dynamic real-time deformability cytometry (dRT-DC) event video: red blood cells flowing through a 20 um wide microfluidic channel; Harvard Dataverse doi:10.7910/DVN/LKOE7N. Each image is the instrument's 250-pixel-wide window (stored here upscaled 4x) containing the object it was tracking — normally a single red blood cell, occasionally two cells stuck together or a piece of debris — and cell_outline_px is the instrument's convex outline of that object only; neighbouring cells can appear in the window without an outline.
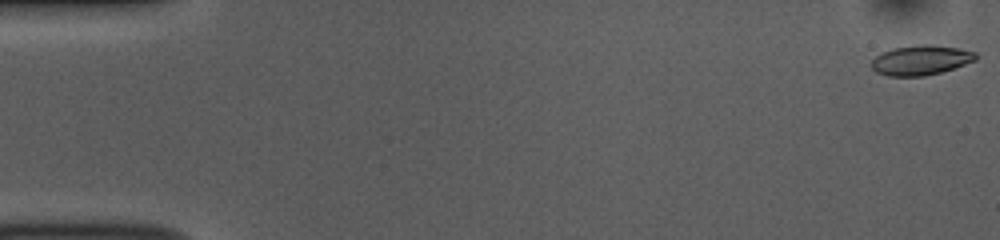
{"species": "common noctule bat (a hibernating species)", "species_latin": "Nyctalus noctula", "temperature_condition": "room temperature", "stored_images_in_passage": 53, "camera_frame_rate_fps": 3000, "um_per_image_px": 0.085, "animal": {"sex": "female", "body_mass_g": 10.0, "forearm_length_mm": 53.1}, "frame": {"image": 1, "passage_image": 1, "time_ms": 0.0, "image_size_px": [1000, 240], "cell_outline_px": [[976, 60], [940, 72], [924, 76], [888, 76], [876, 72], [872, 68], [872, 60], [876, 56], [892, 48], [920, 44], [932, 44], [956, 48], [976, 52]], "centroid_in_image_um": [78.25, 5.11], "position_along_channel_um": 6.8, "area_um2": 17.92}}
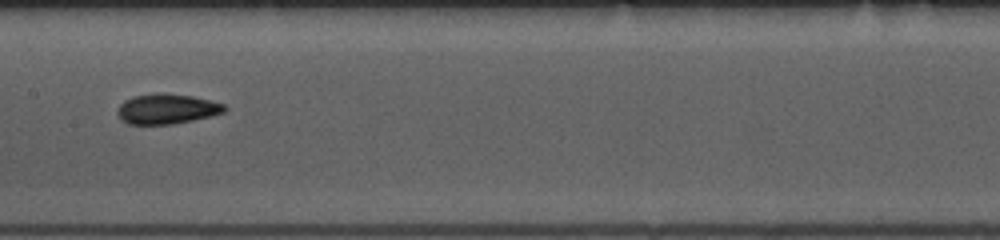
{"frame": {"image": 2, "passage_image": 27, "time_ms": 8.667, "image_size_px": [1000, 240], "cell_outline_px": [[228, 108], [224, 112], [212, 116], [172, 124], [128, 124], [120, 120], [116, 112], [120, 104], [124, 100], [132, 96], [192, 96], [224, 104]], "centroid_in_image_um": [14.17, 9.31], "position_along_channel_um": 193.2, "area_um2": 18.03}}
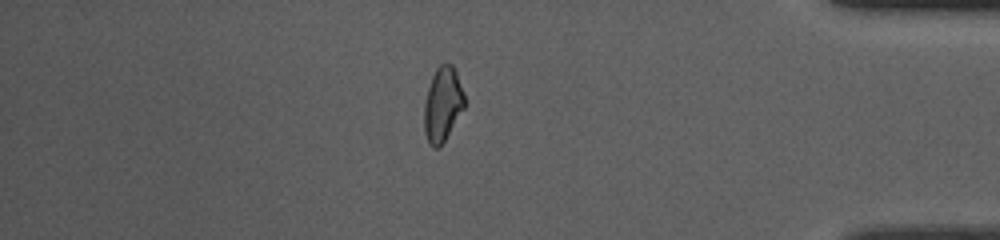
{"frame": {"image": 3, "passage_image": 46, "time_ms": 15.0, "image_size_px": [1000, 240], "cell_outline_px": [[464, 108], [440, 148], [432, 148], [428, 144], [424, 132], [424, 104], [428, 88], [432, 76], [436, 68], [440, 64], [452, 64], [456, 72], [464, 96]], "centroid_in_image_um": [37.6, 8.91], "position_along_channel_um": 397.6, "area_um2": 17.46}, "authors_computed_cell_mechanics": {"area_um2": 18.0914, "velocity_mm_per_s": 3.7562, "shape_relaxation_time_tau1_ms": 9.0085, "shape_relaxation_time_tau2_ms": 2.5014, "deformation_change_tau1": 0.1673, "deformation_change_tau2": 0.0743}}